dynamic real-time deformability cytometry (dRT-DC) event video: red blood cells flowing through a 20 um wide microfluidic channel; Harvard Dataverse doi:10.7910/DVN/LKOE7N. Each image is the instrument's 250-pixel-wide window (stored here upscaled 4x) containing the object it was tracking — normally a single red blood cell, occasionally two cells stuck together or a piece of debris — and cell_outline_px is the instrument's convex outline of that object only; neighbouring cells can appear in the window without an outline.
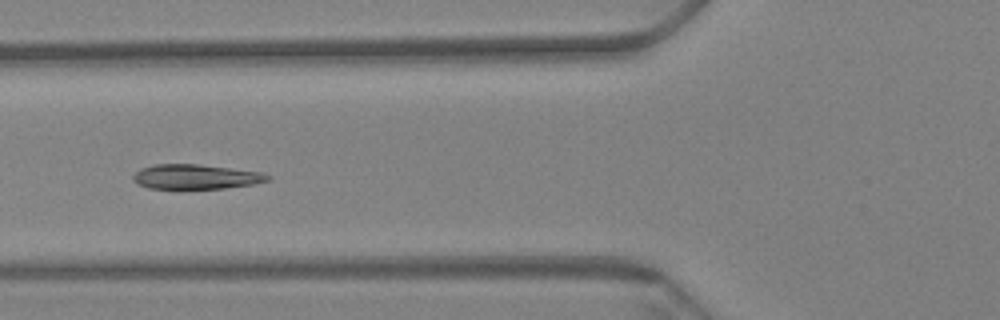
{"species": "Egyptian fruit bat (a non-hibernating species)", "species_latin": "Rousettus aegyptiacus", "temperature_condition": "warm", "stored_images_in_passage": 18, "camera_frame_rate_fps": 3000, "um_per_image_px": 0.085, "animal": {"sex": "female"}, "frame": {"image": 1, "passage_image": 6, "time_ms": 1.667, "image_size_px": [1000, 320], "cell_outline_px": [[272, 176], [268, 180], [252, 184], [224, 188], [148, 188], [136, 184], [132, 180], [132, 176], [140, 168], [156, 164], [200, 164], [260, 172]], "centroid_in_image_um": [16.59, 15.01], "position_along_channel_um": 109.2, "area_um2": 19.25}}